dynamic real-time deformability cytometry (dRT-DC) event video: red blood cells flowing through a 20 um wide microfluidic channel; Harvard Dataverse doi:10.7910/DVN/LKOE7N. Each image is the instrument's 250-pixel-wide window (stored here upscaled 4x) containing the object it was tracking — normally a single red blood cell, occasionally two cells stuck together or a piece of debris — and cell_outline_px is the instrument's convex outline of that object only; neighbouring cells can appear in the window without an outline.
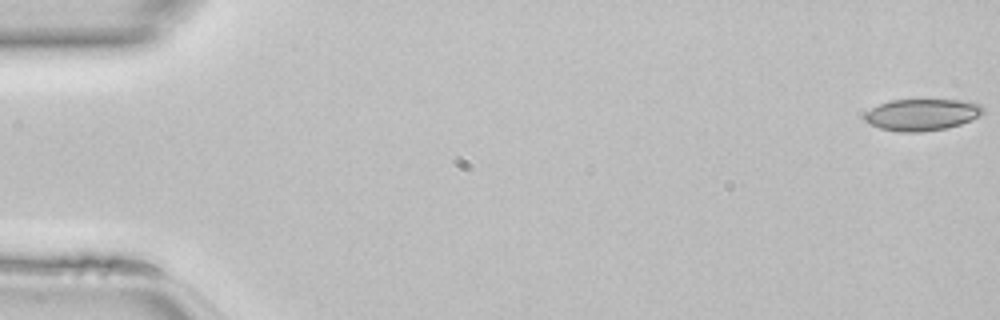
{"species": "common noctule bat (a hibernating species)", "species_latin": "Nyctalus noctula", "temperature_condition": "room temperature", "stored_images_in_passage": 47, "camera_frame_rate_fps": 3000, "um_per_image_px": 0.085, "animal": {"sex": "female", "body_mass_g": 22.7, "forearm_length_mm": 54.2}, "frame": {"image": 1, "passage_image": 1, "time_ms": 0.0, "image_size_px": [1000, 320], "cell_outline_px": [[984, 112], [960, 124], [944, 128], [920, 132], [900, 132], [880, 128], [868, 124], [864, 120], [864, 112], [880, 104], [892, 100], [960, 100], [980, 104], [984, 108]], "centroid_in_image_um": [78.31, 9.75], "position_along_channel_um": 6.7, "area_um2": 21.62}}
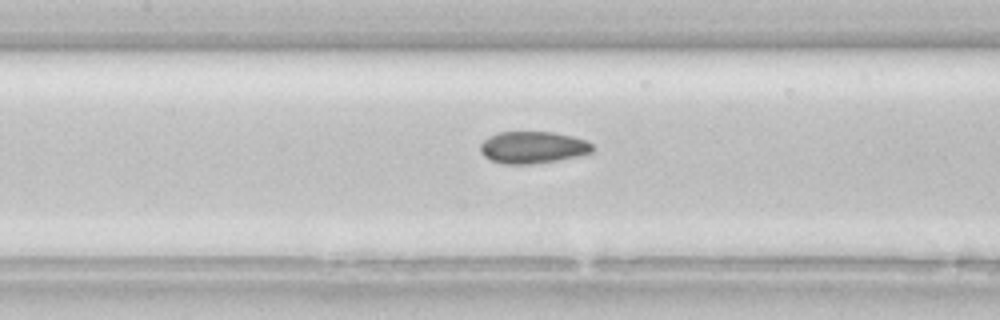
{"frame": {"image": 2, "passage_image": 22, "time_ms": 7.0, "image_size_px": [1000, 320], "cell_outline_px": [[596, 148], [592, 152], [576, 156], [556, 160], [532, 164], [504, 164], [492, 160], [484, 156], [480, 152], [480, 144], [488, 136], [500, 132], [552, 132], [572, 136], [584, 140], [592, 144]], "centroid_in_image_um": [45.27, 12.52], "position_along_channel_um": 162.1, "area_um2": 20.81}}
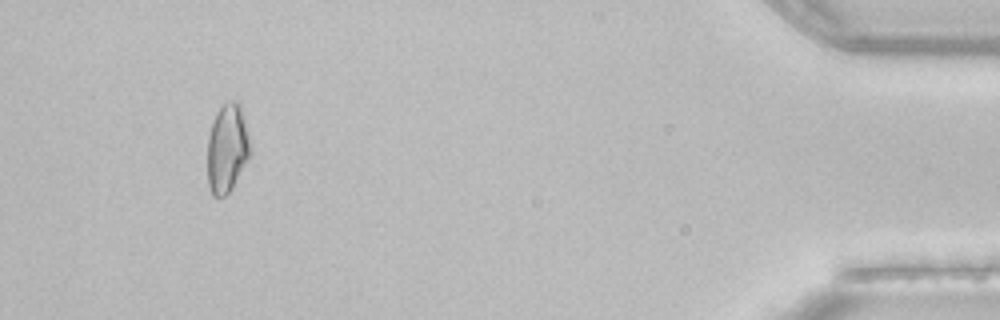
{"frame": {"image": 3, "passage_image": 44, "time_ms": 14.333, "image_size_px": [1000, 320], "cell_outline_px": [[252, 152], [232, 188], [224, 196], [212, 196], [208, 184], [208, 136], [216, 112], [224, 104], [232, 100], [240, 100]], "centroid_in_image_um": [19.32, 12.59], "position_along_channel_um": 415.9, "area_um2": 22.14}}